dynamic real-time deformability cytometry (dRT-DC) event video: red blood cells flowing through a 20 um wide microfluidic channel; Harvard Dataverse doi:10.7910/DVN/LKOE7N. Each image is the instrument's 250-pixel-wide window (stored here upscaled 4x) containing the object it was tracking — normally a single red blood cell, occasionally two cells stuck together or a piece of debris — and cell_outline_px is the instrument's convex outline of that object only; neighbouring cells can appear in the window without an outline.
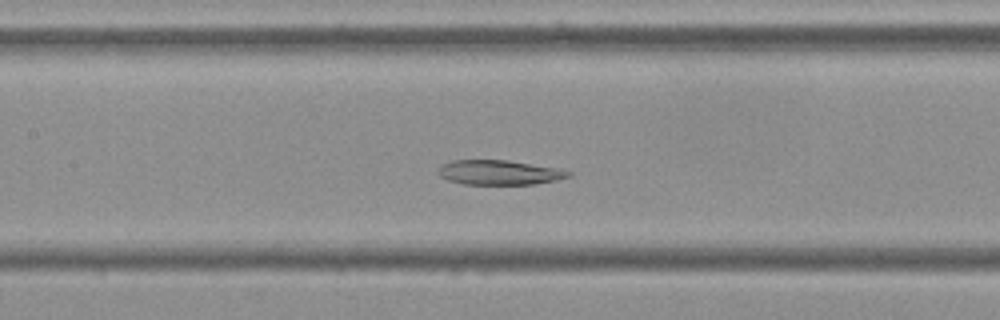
{"species": "Egyptian fruit bat (a non-hibernating species)", "species_latin": "Rousettus aegyptiacus", "temperature_condition": "cold", "stored_images_in_passage": 55, "camera_frame_rate_fps": 3000, "um_per_image_px": 0.085, "frame": {"image": 1, "passage_image": 25, "time_ms": 8.0, "image_size_px": [1000, 320], "cell_outline_px": [[572, 176], [532, 184], [464, 184], [448, 180], [440, 176], [436, 172], [444, 164], [452, 160], [508, 160], [560, 168], [572, 172]], "centroid_in_image_um": [42.44, 14.65], "position_along_channel_um": 165.0, "area_um2": 18.61}}
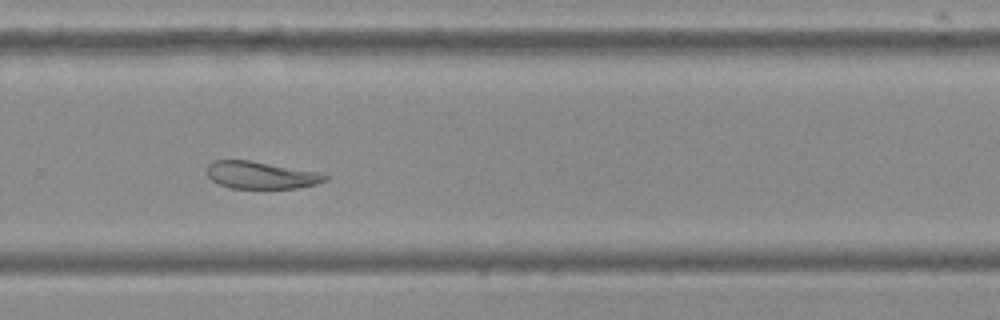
{"frame": {"image": 2, "passage_image": 37, "time_ms": 12.0, "image_size_px": [1000, 320], "cell_outline_px": [[328, 180], [316, 184], [296, 188], [232, 188], [220, 184], [212, 180], [208, 176], [208, 164], [212, 160], [248, 160], [320, 172], [328, 176]], "centroid_in_image_um": [22.2, 14.88], "position_along_channel_um": 307.6, "area_um2": 18.67}}
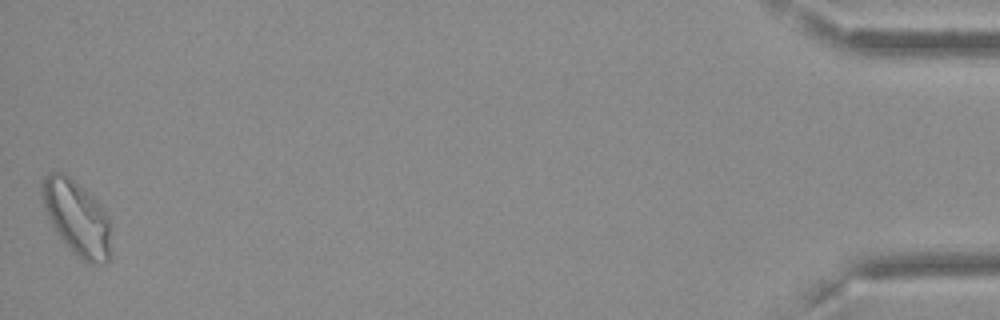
{"frame": {"image": 3, "passage_image": 55, "time_ms": 18.0, "image_size_px": [1000, 320], "cell_outline_px": [[112, 228], [108, 264], [88, 264], [72, 252], [56, 232], [48, 220], [44, 208], [40, 192], [40, 184], [44, 176], [48, 172], [64, 172], [92, 196], [104, 208], [108, 216]], "centroid_in_image_um": [6.53, 18.52], "position_along_channel_um": 428.7, "area_um2": 30.69}}